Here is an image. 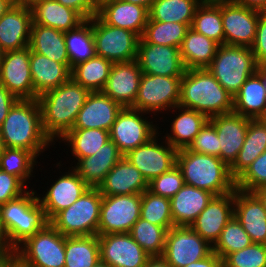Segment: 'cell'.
Listing matches in <instances>:
<instances>
[{
    "label": "cell",
    "mask_w": 266,
    "mask_h": 267,
    "mask_svg": "<svg viewBox=\"0 0 266 267\" xmlns=\"http://www.w3.org/2000/svg\"><path fill=\"white\" fill-rule=\"evenodd\" d=\"M18 99L0 84V126L3 124L9 110Z\"/></svg>",
    "instance_id": "cell-55"
},
{
    "label": "cell",
    "mask_w": 266,
    "mask_h": 267,
    "mask_svg": "<svg viewBox=\"0 0 266 267\" xmlns=\"http://www.w3.org/2000/svg\"><path fill=\"white\" fill-rule=\"evenodd\" d=\"M29 188L17 177L0 170V206L25 194Z\"/></svg>",
    "instance_id": "cell-52"
},
{
    "label": "cell",
    "mask_w": 266,
    "mask_h": 267,
    "mask_svg": "<svg viewBox=\"0 0 266 267\" xmlns=\"http://www.w3.org/2000/svg\"><path fill=\"white\" fill-rule=\"evenodd\" d=\"M109 140L110 135L107 130L71 129L57 144H59L60 149L65 146L66 149L63 148V152L67 150L65 152L67 157L65 156L64 159L67 158L66 162H70L69 164L72 166L78 159L94 155ZM62 143L64 144L63 146L61 145ZM68 158L73 161H69Z\"/></svg>",
    "instance_id": "cell-33"
},
{
    "label": "cell",
    "mask_w": 266,
    "mask_h": 267,
    "mask_svg": "<svg viewBox=\"0 0 266 267\" xmlns=\"http://www.w3.org/2000/svg\"><path fill=\"white\" fill-rule=\"evenodd\" d=\"M64 38L71 68L96 55L91 18L77 28L64 32Z\"/></svg>",
    "instance_id": "cell-43"
},
{
    "label": "cell",
    "mask_w": 266,
    "mask_h": 267,
    "mask_svg": "<svg viewBox=\"0 0 266 267\" xmlns=\"http://www.w3.org/2000/svg\"><path fill=\"white\" fill-rule=\"evenodd\" d=\"M140 218L168 231L174 226L170 199L155 195L149 190L144 191L141 194Z\"/></svg>",
    "instance_id": "cell-46"
},
{
    "label": "cell",
    "mask_w": 266,
    "mask_h": 267,
    "mask_svg": "<svg viewBox=\"0 0 266 267\" xmlns=\"http://www.w3.org/2000/svg\"><path fill=\"white\" fill-rule=\"evenodd\" d=\"M3 54H4V51L2 50L1 46H0V62L3 58Z\"/></svg>",
    "instance_id": "cell-69"
},
{
    "label": "cell",
    "mask_w": 266,
    "mask_h": 267,
    "mask_svg": "<svg viewBox=\"0 0 266 267\" xmlns=\"http://www.w3.org/2000/svg\"><path fill=\"white\" fill-rule=\"evenodd\" d=\"M259 13V10L233 0H222L224 44L251 48L256 37Z\"/></svg>",
    "instance_id": "cell-17"
},
{
    "label": "cell",
    "mask_w": 266,
    "mask_h": 267,
    "mask_svg": "<svg viewBox=\"0 0 266 267\" xmlns=\"http://www.w3.org/2000/svg\"><path fill=\"white\" fill-rule=\"evenodd\" d=\"M257 65H266V11H260L256 37L251 47Z\"/></svg>",
    "instance_id": "cell-53"
},
{
    "label": "cell",
    "mask_w": 266,
    "mask_h": 267,
    "mask_svg": "<svg viewBox=\"0 0 266 267\" xmlns=\"http://www.w3.org/2000/svg\"><path fill=\"white\" fill-rule=\"evenodd\" d=\"M233 112L250 119L266 117V89L257 72L246 80L233 97Z\"/></svg>",
    "instance_id": "cell-34"
},
{
    "label": "cell",
    "mask_w": 266,
    "mask_h": 267,
    "mask_svg": "<svg viewBox=\"0 0 266 267\" xmlns=\"http://www.w3.org/2000/svg\"><path fill=\"white\" fill-rule=\"evenodd\" d=\"M234 216V191L214 196L190 227L212 246Z\"/></svg>",
    "instance_id": "cell-23"
},
{
    "label": "cell",
    "mask_w": 266,
    "mask_h": 267,
    "mask_svg": "<svg viewBox=\"0 0 266 267\" xmlns=\"http://www.w3.org/2000/svg\"><path fill=\"white\" fill-rule=\"evenodd\" d=\"M122 157L117 145L110 139L94 155L78 159L71 167L90 188H98Z\"/></svg>",
    "instance_id": "cell-28"
},
{
    "label": "cell",
    "mask_w": 266,
    "mask_h": 267,
    "mask_svg": "<svg viewBox=\"0 0 266 267\" xmlns=\"http://www.w3.org/2000/svg\"><path fill=\"white\" fill-rule=\"evenodd\" d=\"M256 72L261 76L266 89V65H258Z\"/></svg>",
    "instance_id": "cell-63"
},
{
    "label": "cell",
    "mask_w": 266,
    "mask_h": 267,
    "mask_svg": "<svg viewBox=\"0 0 266 267\" xmlns=\"http://www.w3.org/2000/svg\"><path fill=\"white\" fill-rule=\"evenodd\" d=\"M32 12L29 5L16 2L0 18V46L4 52L29 46Z\"/></svg>",
    "instance_id": "cell-22"
},
{
    "label": "cell",
    "mask_w": 266,
    "mask_h": 267,
    "mask_svg": "<svg viewBox=\"0 0 266 267\" xmlns=\"http://www.w3.org/2000/svg\"><path fill=\"white\" fill-rule=\"evenodd\" d=\"M156 120L151 114L124 107L111 126L110 139L124 156L134 148L147 143L158 133L159 126Z\"/></svg>",
    "instance_id": "cell-11"
},
{
    "label": "cell",
    "mask_w": 266,
    "mask_h": 267,
    "mask_svg": "<svg viewBox=\"0 0 266 267\" xmlns=\"http://www.w3.org/2000/svg\"><path fill=\"white\" fill-rule=\"evenodd\" d=\"M18 2L24 3L26 5L31 4L32 2H34L35 0H17Z\"/></svg>",
    "instance_id": "cell-68"
},
{
    "label": "cell",
    "mask_w": 266,
    "mask_h": 267,
    "mask_svg": "<svg viewBox=\"0 0 266 267\" xmlns=\"http://www.w3.org/2000/svg\"><path fill=\"white\" fill-rule=\"evenodd\" d=\"M14 257H15V249L10 244L0 220V260L14 259Z\"/></svg>",
    "instance_id": "cell-56"
},
{
    "label": "cell",
    "mask_w": 266,
    "mask_h": 267,
    "mask_svg": "<svg viewBox=\"0 0 266 267\" xmlns=\"http://www.w3.org/2000/svg\"><path fill=\"white\" fill-rule=\"evenodd\" d=\"M257 63L249 47L219 45L209 72L233 97L246 80L257 70Z\"/></svg>",
    "instance_id": "cell-6"
},
{
    "label": "cell",
    "mask_w": 266,
    "mask_h": 267,
    "mask_svg": "<svg viewBox=\"0 0 266 267\" xmlns=\"http://www.w3.org/2000/svg\"><path fill=\"white\" fill-rule=\"evenodd\" d=\"M99 260L98 235L65 236V267H93Z\"/></svg>",
    "instance_id": "cell-41"
},
{
    "label": "cell",
    "mask_w": 266,
    "mask_h": 267,
    "mask_svg": "<svg viewBox=\"0 0 266 267\" xmlns=\"http://www.w3.org/2000/svg\"><path fill=\"white\" fill-rule=\"evenodd\" d=\"M176 164L182 171L186 185L209 191L215 196L236 189V180L230 173V167L219 157L185 148L177 151Z\"/></svg>",
    "instance_id": "cell-4"
},
{
    "label": "cell",
    "mask_w": 266,
    "mask_h": 267,
    "mask_svg": "<svg viewBox=\"0 0 266 267\" xmlns=\"http://www.w3.org/2000/svg\"><path fill=\"white\" fill-rule=\"evenodd\" d=\"M203 0H155L149 18L160 22H177L191 27L193 17Z\"/></svg>",
    "instance_id": "cell-42"
},
{
    "label": "cell",
    "mask_w": 266,
    "mask_h": 267,
    "mask_svg": "<svg viewBox=\"0 0 266 267\" xmlns=\"http://www.w3.org/2000/svg\"><path fill=\"white\" fill-rule=\"evenodd\" d=\"M30 51L42 54L49 59L65 64L70 70L64 32L38 24H32L29 46Z\"/></svg>",
    "instance_id": "cell-35"
},
{
    "label": "cell",
    "mask_w": 266,
    "mask_h": 267,
    "mask_svg": "<svg viewBox=\"0 0 266 267\" xmlns=\"http://www.w3.org/2000/svg\"><path fill=\"white\" fill-rule=\"evenodd\" d=\"M17 0H0V18L13 6Z\"/></svg>",
    "instance_id": "cell-60"
},
{
    "label": "cell",
    "mask_w": 266,
    "mask_h": 267,
    "mask_svg": "<svg viewBox=\"0 0 266 267\" xmlns=\"http://www.w3.org/2000/svg\"><path fill=\"white\" fill-rule=\"evenodd\" d=\"M144 267H171L162 256H150Z\"/></svg>",
    "instance_id": "cell-59"
},
{
    "label": "cell",
    "mask_w": 266,
    "mask_h": 267,
    "mask_svg": "<svg viewBox=\"0 0 266 267\" xmlns=\"http://www.w3.org/2000/svg\"><path fill=\"white\" fill-rule=\"evenodd\" d=\"M29 6L32 12V24L67 32L85 21L77 11L56 0H35Z\"/></svg>",
    "instance_id": "cell-30"
},
{
    "label": "cell",
    "mask_w": 266,
    "mask_h": 267,
    "mask_svg": "<svg viewBox=\"0 0 266 267\" xmlns=\"http://www.w3.org/2000/svg\"><path fill=\"white\" fill-rule=\"evenodd\" d=\"M96 15L110 26L132 31L140 37L149 19V10L124 0L97 3Z\"/></svg>",
    "instance_id": "cell-27"
},
{
    "label": "cell",
    "mask_w": 266,
    "mask_h": 267,
    "mask_svg": "<svg viewBox=\"0 0 266 267\" xmlns=\"http://www.w3.org/2000/svg\"><path fill=\"white\" fill-rule=\"evenodd\" d=\"M191 28L223 45L222 0H203L195 12Z\"/></svg>",
    "instance_id": "cell-40"
},
{
    "label": "cell",
    "mask_w": 266,
    "mask_h": 267,
    "mask_svg": "<svg viewBox=\"0 0 266 267\" xmlns=\"http://www.w3.org/2000/svg\"><path fill=\"white\" fill-rule=\"evenodd\" d=\"M164 115H166V117L161 116V118L158 119V126L161 125L158 127V132L177 151L188 148L194 138L200 132L201 128L209 120L205 114L197 112L193 109L182 107L180 105L175 106ZM160 122H163L164 124H161ZM162 126L164 128H162ZM165 130L166 132H164Z\"/></svg>",
    "instance_id": "cell-16"
},
{
    "label": "cell",
    "mask_w": 266,
    "mask_h": 267,
    "mask_svg": "<svg viewBox=\"0 0 266 267\" xmlns=\"http://www.w3.org/2000/svg\"><path fill=\"white\" fill-rule=\"evenodd\" d=\"M136 61L142 73L160 76H183L186 68L183 64L180 48L144 43L138 44Z\"/></svg>",
    "instance_id": "cell-20"
},
{
    "label": "cell",
    "mask_w": 266,
    "mask_h": 267,
    "mask_svg": "<svg viewBox=\"0 0 266 267\" xmlns=\"http://www.w3.org/2000/svg\"><path fill=\"white\" fill-rule=\"evenodd\" d=\"M129 233L150 256L163 255L167 233L164 227L139 218Z\"/></svg>",
    "instance_id": "cell-45"
},
{
    "label": "cell",
    "mask_w": 266,
    "mask_h": 267,
    "mask_svg": "<svg viewBox=\"0 0 266 267\" xmlns=\"http://www.w3.org/2000/svg\"><path fill=\"white\" fill-rule=\"evenodd\" d=\"M0 84L17 99H34L29 47L4 52L0 62Z\"/></svg>",
    "instance_id": "cell-18"
},
{
    "label": "cell",
    "mask_w": 266,
    "mask_h": 267,
    "mask_svg": "<svg viewBox=\"0 0 266 267\" xmlns=\"http://www.w3.org/2000/svg\"><path fill=\"white\" fill-rule=\"evenodd\" d=\"M103 196L142 194L149 183L140 171L124 156L108 172L98 187Z\"/></svg>",
    "instance_id": "cell-29"
},
{
    "label": "cell",
    "mask_w": 266,
    "mask_h": 267,
    "mask_svg": "<svg viewBox=\"0 0 266 267\" xmlns=\"http://www.w3.org/2000/svg\"><path fill=\"white\" fill-rule=\"evenodd\" d=\"M263 187H266V151L236 179V188L242 191L254 192Z\"/></svg>",
    "instance_id": "cell-49"
},
{
    "label": "cell",
    "mask_w": 266,
    "mask_h": 267,
    "mask_svg": "<svg viewBox=\"0 0 266 267\" xmlns=\"http://www.w3.org/2000/svg\"><path fill=\"white\" fill-rule=\"evenodd\" d=\"M91 92L70 78L59 87L49 90L37 99L41 109L42 128L56 145L72 128L76 117Z\"/></svg>",
    "instance_id": "cell-2"
},
{
    "label": "cell",
    "mask_w": 266,
    "mask_h": 267,
    "mask_svg": "<svg viewBox=\"0 0 266 267\" xmlns=\"http://www.w3.org/2000/svg\"><path fill=\"white\" fill-rule=\"evenodd\" d=\"M97 56L113 63L136 60L140 36L132 31L105 24L97 15L91 18Z\"/></svg>",
    "instance_id": "cell-12"
},
{
    "label": "cell",
    "mask_w": 266,
    "mask_h": 267,
    "mask_svg": "<svg viewBox=\"0 0 266 267\" xmlns=\"http://www.w3.org/2000/svg\"><path fill=\"white\" fill-rule=\"evenodd\" d=\"M122 106L103 91L91 92L79 111L72 129L110 131Z\"/></svg>",
    "instance_id": "cell-25"
},
{
    "label": "cell",
    "mask_w": 266,
    "mask_h": 267,
    "mask_svg": "<svg viewBox=\"0 0 266 267\" xmlns=\"http://www.w3.org/2000/svg\"><path fill=\"white\" fill-rule=\"evenodd\" d=\"M100 260L110 267H144L150 255L130 233L98 235Z\"/></svg>",
    "instance_id": "cell-19"
},
{
    "label": "cell",
    "mask_w": 266,
    "mask_h": 267,
    "mask_svg": "<svg viewBox=\"0 0 266 267\" xmlns=\"http://www.w3.org/2000/svg\"><path fill=\"white\" fill-rule=\"evenodd\" d=\"M39 160L41 161V159L31 151L5 147L0 156V170L17 176L30 189L32 186L31 181L38 171L37 168L41 166L39 168L40 172L45 168Z\"/></svg>",
    "instance_id": "cell-38"
},
{
    "label": "cell",
    "mask_w": 266,
    "mask_h": 267,
    "mask_svg": "<svg viewBox=\"0 0 266 267\" xmlns=\"http://www.w3.org/2000/svg\"><path fill=\"white\" fill-rule=\"evenodd\" d=\"M33 183L21 197L0 206V220L14 249L49 224Z\"/></svg>",
    "instance_id": "cell-5"
},
{
    "label": "cell",
    "mask_w": 266,
    "mask_h": 267,
    "mask_svg": "<svg viewBox=\"0 0 266 267\" xmlns=\"http://www.w3.org/2000/svg\"><path fill=\"white\" fill-rule=\"evenodd\" d=\"M213 252V246L190 226H173L166 233L162 257L171 267H185Z\"/></svg>",
    "instance_id": "cell-13"
},
{
    "label": "cell",
    "mask_w": 266,
    "mask_h": 267,
    "mask_svg": "<svg viewBox=\"0 0 266 267\" xmlns=\"http://www.w3.org/2000/svg\"><path fill=\"white\" fill-rule=\"evenodd\" d=\"M93 267H110L107 263L99 260Z\"/></svg>",
    "instance_id": "cell-65"
},
{
    "label": "cell",
    "mask_w": 266,
    "mask_h": 267,
    "mask_svg": "<svg viewBox=\"0 0 266 267\" xmlns=\"http://www.w3.org/2000/svg\"><path fill=\"white\" fill-rule=\"evenodd\" d=\"M59 157V162V158H56L57 162L54 164L52 163V166L54 165L53 168L56 169L53 171L52 166H50L52 173L51 170H49L50 172L47 173L48 175H50V177H54V179L51 178L49 180L48 178L50 177L48 175H44V178L41 181H44V179L47 178L45 179V182H47L45 183V185L48 186L46 187L45 185H43V187H41L39 185V187L37 188L38 190H40V188L45 189L42 191V193L40 192V194L39 192H37L38 190H36L38 200L45 210L46 216L49 221L58 212L70 207L89 188V186L82 180V178L71 166H68L69 168L63 166V161H61L62 158L61 156ZM61 168H64L65 171ZM56 170L59 174L56 172ZM53 172L54 174L56 173V175H52ZM46 180H48L49 182ZM48 183L51 184L49 185Z\"/></svg>",
    "instance_id": "cell-7"
},
{
    "label": "cell",
    "mask_w": 266,
    "mask_h": 267,
    "mask_svg": "<svg viewBox=\"0 0 266 267\" xmlns=\"http://www.w3.org/2000/svg\"><path fill=\"white\" fill-rule=\"evenodd\" d=\"M62 5L77 11L85 20L97 12V0H56Z\"/></svg>",
    "instance_id": "cell-54"
},
{
    "label": "cell",
    "mask_w": 266,
    "mask_h": 267,
    "mask_svg": "<svg viewBox=\"0 0 266 267\" xmlns=\"http://www.w3.org/2000/svg\"><path fill=\"white\" fill-rule=\"evenodd\" d=\"M181 79L182 76L168 77L143 73L137 98L131 108L151 114L156 119L161 118L179 105Z\"/></svg>",
    "instance_id": "cell-10"
},
{
    "label": "cell",
    "mask_w": 266,
    "mask_h": 267,
    "mask_svg": "<svg viewBox=\"0 0 266 267\" xmlns=\"http://www.w3.org/2000/svg\"><path fill=\"white\" fill-rule=\"evenodd\" d=\"M113 62L95 55L72 67L71 78L90 92L102 91L106 85Z\"/></svg>",
    "instance_id": "cell-39"
},
{
    "label": "cell",
    "mask_w": 266,
    "mask_h": 267,
    "mask_svg": "<svg viewBox=\"0 0 266 267\" xmlns=\"http://www.w3.org/2000/svg\"><path fill=\"white\" fill-rule=\"evenodd\" d=\"M0 132L4 147L31 151L43 159L41 162L46 161L43 157L47 156L45 153L50 151V147L55 151L54 144L42 128L38 99H18L0 126Z\"/></svg>",
    "instance_id": "cell-1"
},
{
    "label": "cell",
    "mask_w": 266,
    "mask_h": 267,
    "mask_svg": "<svg viewBox=\"0 0 266 267\" xmlns=\"http://www.w3.org/2000/svg\"><path fill=\"white\" fill-rule=\"evenodd\" d=\"M222 267H266V244L252 243L228 254L222 260Z\"/></svg>",
    "instance_id": "cell-48"
},
{
    "label": "cell",
    "mask_w": 266,
    "mask_h": 267,
    "mask_svg": "<svg viewBox=\"0 0 266 267\" xmlns=\"http://www.w3.org/2000/svg\"><path fill=\"white\" fill-rule=\"evenodd\" d=\"M233 1L245 7L257 9L259 11H266V0H233Z\"/></svg>",
    "instance_id": "cell-58"
},
{
    "label": "cell",
    "mask_w": 266,
    "mask_h": 267,
    "mask_svg": "<svg viewBox=\"0 0 266 267\" xmlns=\"http://www.w3.org/2000/svg\"><path fill=\"white\" fill-rule=\"evenodd\" d=\"M124 1L135 4V5L143 6L147 8L148 10H150L155 0H124Z\"/></svg>",
    "instance_id": "cell-61"
},
{
    "label": "cell",
    "mask_w": 266,
    "mask_h": 267,
    "mask_svg": "<svg viewBox=\"0 0 266 267\" xmlns=\"http://www.w3.org/2000/svg\"><path fill=\"white\" fill-rule=\"evenodd\" d=\"M99 188H88L70 207L58 212L49 223L64 236L98 235L100 206Z\"/></svg>",
    "instance_id": "cell-8"
},
{
    "label": "cell",
    "mask_w": 266,
    "mask_h": 267,
    "mask_svg": "<svg viewBox=\"0 0 266 267\" xmlns=\"http://www.w3.org/2000/svg\"><path fill=\"white\" fill-rule=\"evenodd\" d=\"M184 185L182 171L176 164L149 182L148 190L155 195L171 199Z\"/></svg>",
    "instance_id": "cell-50"
},
{
    "label": "cell",
    "mask_w": 266,
    "mask_h": 267,
    "mask_svg": "<svg viewBox=\"0 0 266 267\" xmlns=\"http://www.w3.org/2000/svg\"><path fill=\"white\" fill-rule=\"evenodd\" d=\"M176 155L177 150L158 132L147 143L129 151L124 157L149 183L176 165Z\"/></svg>",
    "instance_id": "cell-15"
},
{
    "label": "cell",
    "mask_w": 266,
    "mask_h": 267,
    "mask_svg": "<svg viewBox=\"0 0 266 267\" xmlns=\"http://www.w3.org/2000/svg\"><path fill=\"white\" fill-rule=\"evenodd\" d=\"M24 267H65V236L50 223L15 249Z\"/></svg>",
    "instance_id": "cell-9"
},
{
    "label": "cell",
    "mask_w": 266,
    "mask_h": 267,
    "mask_svg": "<svg viewBox=\"0 0 266 267\" xmlns=\"http://www.w3.org/2000/svg\"><path fill=\"white\" fill-rule=\"evenodd\" d=\"M141 194L103 196L98 235L129 233L140 218Z\"/></svg>",
    "instance_id": "cell-14"
},
{
    "label": "cell",
    "mask_w": 266,
    "mask_h": 267,
    "mask_svg": "<svg viewBox=\"0 0 266 267\" xmlns=\"http://www.w3.org/2000/svg\"><path fill=\"white\" fill-rule=\"evenodd\" d=\"M218 46L219 44L213 39L196 32L190 27L180 47L185 68H207L215 57Z\"/></svg>",
    "instance_id": "cell-36"
},
{
    "label": "cell",
    "mask_w": 266,
    "mask_h": 267,
    "mask_svg": "<svg viewBox=\"0 0 266 267\" xmlns=\"http://www.w3.org/2000/svg\"><path fill=\"white\" fill-rule=\"evenodd\" d=\"M250 120L234 112L209 118L218 135L220 159L229 167L234 163L243 146Z\"/></svg>",
    "instance_id": "cell-21"
},
{
    "label": "cell",
    "mask_w": 266,
    "mask_h": 267,
    "mask_svg": "<svg viewBox=\"0 0 266 267\" xmlns=\"http://www.w3.org/2000/svg\"><path fill=\"white\" fill-rule=\"evenodd\" d=\"M185 267H222V260L215 252H212L206 258L192 262Z\"/></svg>",
    "instance_id": "cell-57"
},
{
    "label": "cell",
    "mask_w": 266,
    "mask_h": 267,
    "mask_svg": "<svg viewBox=\"0 0 266 267\" xmlns=\"http://www.w3.org/2000/svg\"><path fill=\"white\" fill-rule=\"evenodd\" d=\"M12 259H2L0 260V267H5Z\"/></svg>",
    "instance_id": "cell-66"
},
{
    "label": "cell",
    "mask_w": 266,
    "mask_h": 267,
    "mask_svg": "<svg viewBox=\"0 0 266 267\" xmlns=\"http://www.w3.org/2000/svg\"><path fill=\"white\" fill-rule=\"evenodd\" d=\"M252 240L235 216L223 228L219 239L213 245L215 252L221 260L228 254L242 250L252 244Z\"/></svg>",
    "instance_id": "cell-47"
},
{
    "label": "cell",
    "mask_w": 266,
    "mask_h": 267,
    "mask_svg": "<svg viewBox=\"0 0 266 267\" xmlns=\"http://www.w3.org/2000/svg\"><path fill=\"white\" fill-rule=\"evenodd\" d=\"M142 74L136 60L113 63L102 91L123 108L132 107L138 95Z\"/></svg>",
    "instance_id": "cell-24"
},
{
    "label": "cell",
    "mask_w": 266,
    "mask_h": 267,
    "mask_svg": "<svg viewBox=\"0 0 266 267\" xmlns=\"http://www.w3.org/2000/svg\"><path fill=\"white\" fill-rule=\"evenodd\" d=\"M234 216L253 243L266 244V211L254 192L235 189Z\"/></svg>",
    "instance_id": "cell-26"
},
{
    "label": "cell",
    "mask_w": 266,
    "mask_h": 267,
    "mask_svg": "<svg viewBox=\"0 0 266 267\" xmlns=\"http://www.w3.org/2000/svg\"><path fill=\"white\" fill-rule=\"evenodd\" d=\"M254 193L259 197V199L262 201L265 211H266V187L257 189L254 191Z\"/></svg>",
    "instance_id": "cell-62"
},
{
    "label": "cell",
    "mask_w": 266,
    "mask_h": 267,
    "mask_svg": "<svg viewBox=\"0 0 266 267\" xmlns=\"http://www.w3.org/2000/svg\"><path fill=\"white\" fill-rule=\"evenodd\" d=\"M30 71L34 87V99L59 87L71 78V70L63 63L30 51Z\"/></svg>",
    "instance_id": "cell-31"
},
{
    "label": "cell",
    "mask_w": 266,
    "mask_h": 267,
    "mask_svg": "<svg viewBox=\"0 0 266 267\" xmlns=\"http://www.w3.org/2000/svg\"><path fill=\"white\" fill-rule=\"evenodd\" d=\"M107 1H110V0H97V3H102V2H107Z\"/></svg>",
    "instance_id": "cell-70"
},
{
    "label": "cell",
    "mask_w": 266,
    "mask_h": 267,
    "mask_svg": "<svg viewBox=\"0 0 266 267\" xmlns=\"http://www.w3.org/2000/svg\"><path fill=\"white\" fill-rule=\"evenodd\" d=\"M189 28L186 24L160 22L149 18L140 39L144 43L180 48Z\"/></svg>",
    "instance_id": "cell-44"
},
{
    "label": "cell",
    "mask_w": 266,
    "mask_h": 267,
    "mask_svg": "<svg viewBox=\"0 0 266 267\" xmlns=\"http://www.w3.org/2000/svg\"><path fill=\"white\" fill-rule=\"evenodd\" d=\"M4 148L5 147H4L3 140H2V137H1V132H0V156L3 153Z\"/></svg>",
    "instance_id": "cell-67"
},
{
    "label": "cell",
    "mask_w": 266,
    "mask_h": 267,
    "mask_svg": "<svg viewBox=\"0 0 266 267\" xmlns=\"http://www.w3.org/2000/svg\"><path fill=\"white\" fill-rule=\"evenodd\" d=\"M187 149L192 152L208 154L220 158L218 135L215 126L209 120L201 128L200 132Z\"/></svg>",
    "instance_id": "cell-51"
},
{
    "label": "cell",
    "mask_w": 266,
    "mask_h": 267,
    "mask_svg": "<svg viewBox=\"0 0 266 267\" xmlns=\"http://www.w3.org/2000/svg\"><path fill=\"white\" fill-rule=\"evenodd\" d=\"M179 105L210 118L233 112V96L207 68L186 69L180 84Z\"/></svg>",
    "instance_id": "cell-3"
},
{
    "label": "cell",
    "mask_w": 266,
    "mask_h": 267,
    "mask_svg": "<svg viewBox=\"0 0 266 267\" xmlns=\"http://www.w3.org/2000/svg\"><path fill=\"white\" fill-rule=\"evenodd\" d=\"M5 267H24L15 258L12 259Z\"/></svg>",
    "instance_id": "cell-64"
},
{
    "label": "cell",
    "mask_w": 266,
    "mask_h": 267,
    "mask_svg": "<svg viewBox=\"0 0 266 267\" xmlns=\"http://www.w3.org/2000/svg\"><path fill=\"white\" fill-rule=\"evenodd\" d=\"M214 196L209 191L185 184L170 199L174 226H190Z\"/></svg>",
    "instance_id": "cell-32"
},
{
    "label": "cell",
    "mask_w": 266,
    "mask_h": 267,
    "mask_svg": "<svg viewBox=\"0 0 266 267\" xmlns=\"http://www.w3.org/2000/svg\"><path fill=\"white\" fill-rule=\"evenodd\" d=\"M264 151H266V121L251 119L243 146L230 166L232 177L236 180Z\"/></svg>",
    "instance_id": "cell-37"
}]
</instances>
